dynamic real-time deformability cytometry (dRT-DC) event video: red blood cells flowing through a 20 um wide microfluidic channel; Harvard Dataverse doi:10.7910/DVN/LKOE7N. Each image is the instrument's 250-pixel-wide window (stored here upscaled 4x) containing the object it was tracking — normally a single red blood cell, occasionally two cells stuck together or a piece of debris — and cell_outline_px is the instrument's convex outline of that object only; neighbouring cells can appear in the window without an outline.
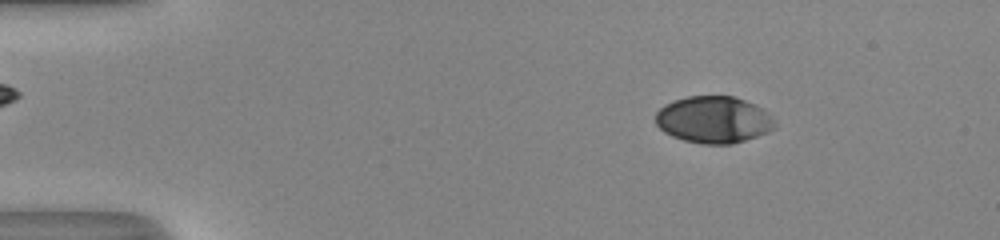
{"species": "human", "species_latin": "Homo sapiens", "temperature_condition": "room temperature", "stored_images_in_passage": 52, "camera_frame_rate_fps": 3000, "um_per_image_px": 0.085, "donor": {"sex": "male"}, "frame": {"image": 1, "passage_image": 8, "time_ms": 2.333, "image_size_px": [1000, 240], "cell_outline_px": [[776, 128], [768, 132], [732, 144], [704, 144], [684, 140], [672, 136], [664, 132], [656, 124], [656, 112], [664, 104], [672, 100], [688, 96], [732, 96], [744, 100], [764, 108], [768, 112], [776, 124]], "centroid_in_image_um": [60.66, 10.17], "position_along_channel_um": 24.3, "area_um2": 32.66}}
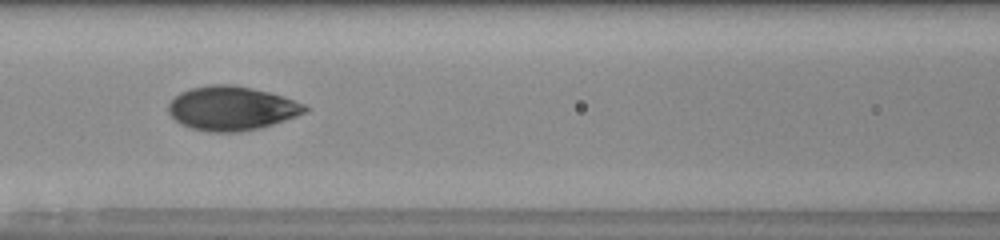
{"frame": {"image": 2, "passage_image": 24, "time_ms": 7.667, "image_size_px": [1000, 240], "cell_outline_px": [[312, 108], [308, 112], [260, 128], [240, 132], [208, 132], [192, 128], [180, 124], [168, 112], [168, 104], [180, 92], [192, 88], [208, 84], [232, 84], [252, 88], [284, 96], [304, 104]], "centroid_in_image_um": [19.71, 9.2], "position_along_channel_um": 146.9, "area_um2": 35.2}}
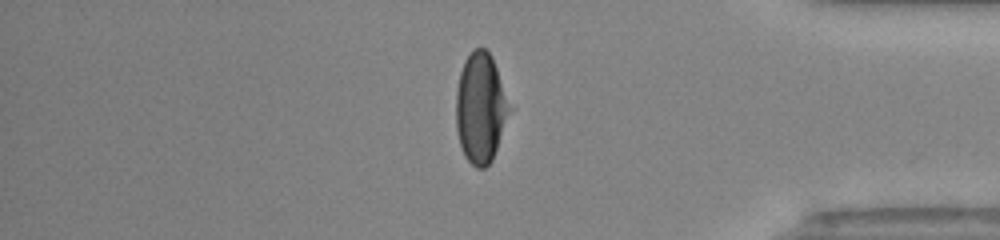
{"frame": {"image": 3, "passage_image": 44, "time_ms": 14.333, "image_size_px": [1000, 240], "cell_outline_px": [[508, 112], [492, 160], [484, 168], [476, 168], [464, 156], [460, 144], [456, 128], [456, 92], [460, 72], [464, 60], [472, 48], [484, 48], [492, 56], [496, 68], [508, 108]], "centroid_in_image_um": [40.78, 9.17], "position_along_channel_um": 394.4, "area_um2": 33.23}, "authors_computed_cell_mechanics": {"area_um2": 33.8997, "velocity_mm_per_s": 4.0743, "shape_relaxation_time_tau1_ms": 5.1676, "shape_relaxation_time_tau2_ms": 0.8702, "deformation_change_tau1": 0.2118, "deformation_change_tau2": 0.0476}}